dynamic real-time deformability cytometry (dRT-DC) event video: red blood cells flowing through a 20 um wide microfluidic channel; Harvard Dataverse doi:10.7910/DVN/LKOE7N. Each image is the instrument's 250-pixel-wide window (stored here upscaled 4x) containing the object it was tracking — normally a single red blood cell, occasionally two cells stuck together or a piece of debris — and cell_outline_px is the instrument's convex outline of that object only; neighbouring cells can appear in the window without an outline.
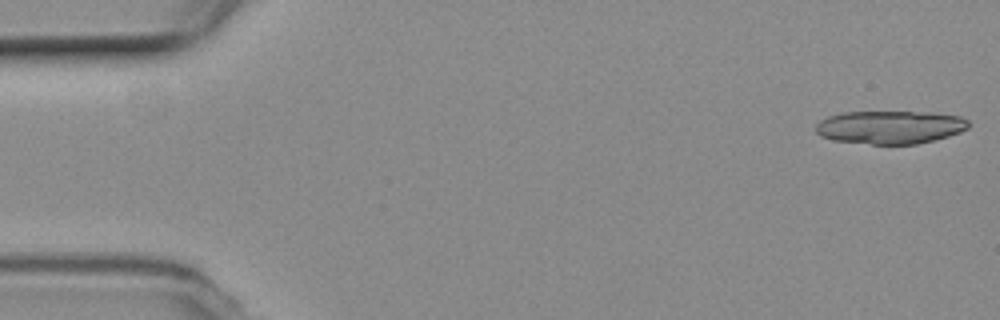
{"species": "common noctule bat (a hibernating species)", "species_latin": "Nyctalus noctula", "temperature_condition": "room temperature", "stored_images_in_passage": 17, "camera_frame_rate_fps": 3000, "um_per_image_px": 0.085, "animal": {"sex": "female", "body_mass_g": 19.3, "forearm_length_mm": 54.1}, "frame": {"image": 1, "passage_image": 1, "time_ms": 0.0, "image_size_px": [1000, 320], "cell_outline_px": [[968, 128], [960, 132], [948, 136], [916, 144], [872, 144], [832, 140], [820, 136], [816, 132], [816, 124], [820, 120], [828, 116], [840, 112], [932, 112], [960, 116], [968, 120]], "centroid_in_image_um": [75.63, 10.8], "position_along_channel_um": 9.4, "area_um2": 29.59}}